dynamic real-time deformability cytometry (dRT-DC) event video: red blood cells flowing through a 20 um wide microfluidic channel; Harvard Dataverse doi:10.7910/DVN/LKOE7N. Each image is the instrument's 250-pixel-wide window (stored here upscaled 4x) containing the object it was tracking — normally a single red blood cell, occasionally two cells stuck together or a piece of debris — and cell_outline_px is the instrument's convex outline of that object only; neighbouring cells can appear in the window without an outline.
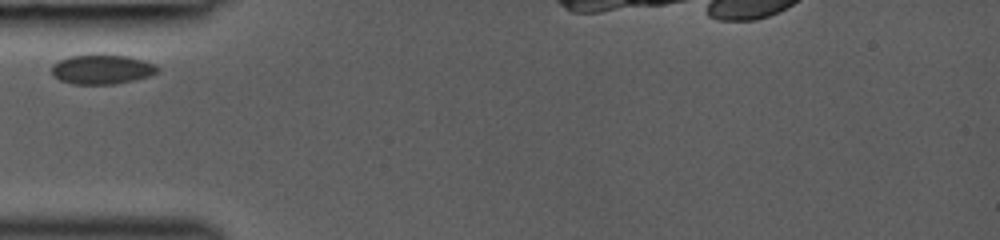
{"species": "common noctule bat (a hibernating species)", "species_latin": "Nyctalus noctula", "temperature_condition": "room temperature", "stored_images_in_passage": 17, "camera_frame_rate_fps": 3000, "um_per_image_px": 0.085, "animal": {"sex": "female", "body_mass_g": 19.0, "forearm_length_mm": 53.3}, "frame": {"image": 1, "passage_image": 1, "time_ms": 0.0, "image_size_px": [1000, 240], "cell_outline_px": [[160, 68], [156, 72], [148, 76], [132, 80], [112, 84], [76, 84], [60, 80], [52, 76], [52, 64], [68, 56], [128, 56], [144, 60], [156, 64]], "centroid_in_image_um": [8.66, 5.9], "position_along_channel_um": 76.3, "area_um2": 17.8}}
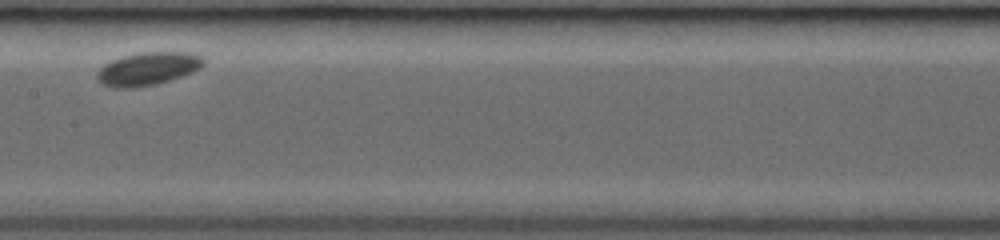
{"frame": {"image": 2, "passage_image": 10, "time_ms": 3.0, "image_size_px": [1000, 240], "cell_outline_px": [[204, 64], [200, 68], [192, 72], [156, 84], [136, 88], [112, 88], [104, 84], [96, 76], [96, 72], [104, 64], [112, 60], [124, 56], [140, 52], [188, 52], [200, 56], [204, 60]], "centroid_in_image_um": [12.55, 5.84], "position_along_channel_um": 194.9, "area_um2": 20.35}}
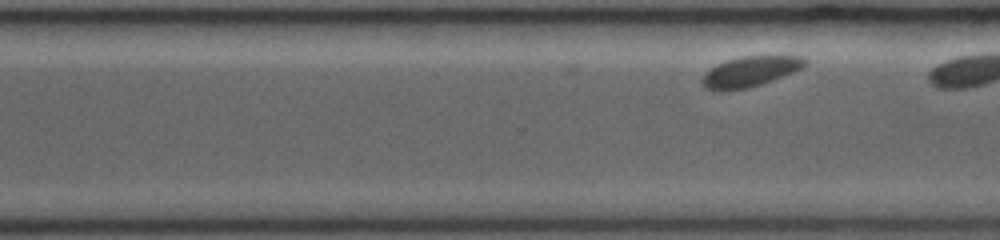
{"frame": {"image": 3, "passage_image": 17, "time_ms": 5.333, "image_size_px": [1000, 240], "cell_outline_px": [[808, 64], [792, 72], [772, 80], [748, 88], [720, 92], [708, 88], [700, 80], [704, 72], [716, 64], [728, 60], [744, 56], [804, 56], [808, 60]], "centroid_in_image_um": [63.74, 6.08], "position_along_channel_um": 306.9, "area_um2": 18.15}}